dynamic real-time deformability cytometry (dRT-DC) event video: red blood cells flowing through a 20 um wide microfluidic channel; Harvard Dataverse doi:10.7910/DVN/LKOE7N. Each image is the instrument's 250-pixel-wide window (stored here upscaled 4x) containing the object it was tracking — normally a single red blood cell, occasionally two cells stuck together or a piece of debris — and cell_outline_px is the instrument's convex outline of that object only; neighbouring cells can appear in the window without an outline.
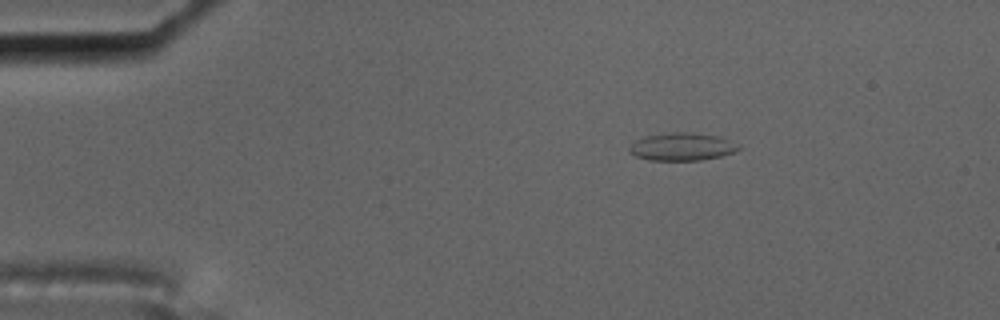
{"species": "common noctule bat (a hibernating species)", "species_latin": "Nyctalus noctula", "temperature_condition": "cold", "stored_images_in_passage": 49, "camera_frame_rate_fps": 3000, "um_per_image_px": 0.085, "animal": {"sex": "male", "body_mass_g": 17.5, "forearm_length_mm": 52.3}, "frame": {"image": 1, "passage_image": 1, "time_ms": 0.0, "image_size_px": [1000, 320], "cell_outline_px": [[740, 148], [736, 152], [720, 156], [700, 160], [648, 160], [636, 156], [628, 152], [628, 148], [636, 140], [644, 136], [672, 132], [692, 132], [720, 136], [728, 140]], "centroid_in_image_um": [57.93, 12.47], "position_along_channel_um": 27.1, "area_um2": 17.63}}
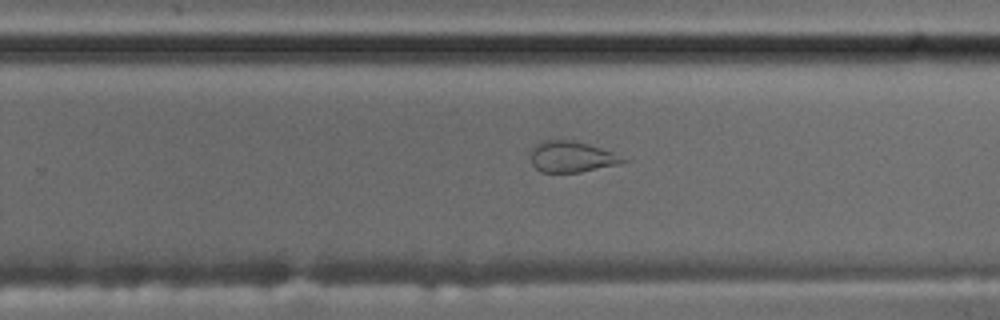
{"frame": {"image": 2, "passage_image": 28, "time_ms": 9.0, "image_size_px": [1000, 320], "cell_outline_px": [[628, 160], [616, 164], [580, 172], [540, 172], [532, 164], [528, 156], [528, 148], [532, 144], [540, 140], [572, 140], [588, 144], [612, 152]], "centroid_in_image_um": [48.43, 13.3], "position_along_channel_um": 281.4, "area_um2": 16.88}}
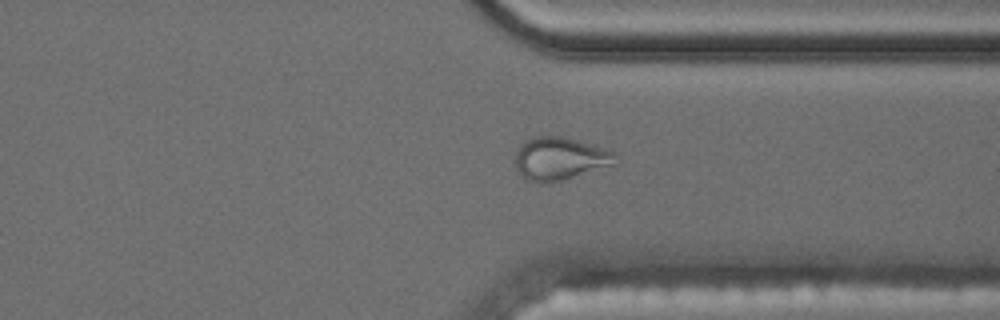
{"frame": {"image": 3, "passage_image": 35, "time_ms": 11.333, "image_size_px": [1000, 320], "cell_outline_px": [[616, 164], [560, 180], [528, 180], [516, 168], [516, 152], [520, 144], [524, 140], [532, 136], [560, 136], [600, 148], [612, 152]], "centroid_in_image_um": [47.52, 13.44], "position_along_channel_um": 363.9, "area_um2": 23.81}}